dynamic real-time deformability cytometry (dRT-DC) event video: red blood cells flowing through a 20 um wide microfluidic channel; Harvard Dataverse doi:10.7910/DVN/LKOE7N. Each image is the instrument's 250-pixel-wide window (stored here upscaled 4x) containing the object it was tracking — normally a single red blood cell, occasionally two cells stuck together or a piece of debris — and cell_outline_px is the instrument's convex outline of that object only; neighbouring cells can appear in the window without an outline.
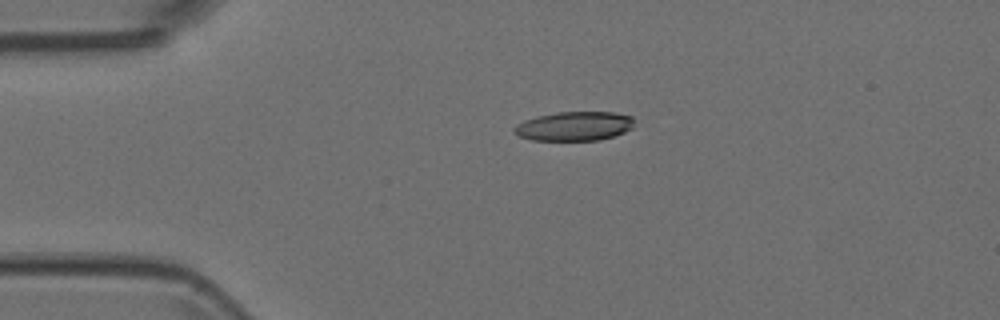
{"species": "Egyptian fruit bat (a non-hibernating species)", "species_latin": "Rousettus aegyptiacus", "temperature_condition": "room temperature", "stored_images_in_passage": 2, "camera_frame_rate_fps": 3000, "um_per_image_px": 0.085, "animal": {"sex": "female"}, "frame": {"image": 1, "passage_image": 1, "time_ms": 0.0, "image_size_px": [1000, 320], "cell_outline_px": [[632, 128], [624, 132], [600, 140], [532, 140], [520, 136], [512, 132], [512, 128], [516, 124], [524, 120], [536, 116], [556, 112], [612, 112], [632, 116]], "centroid_in_image_um": [48.76, 10.72], "position_along_channel_um": 36.2, "area_um2": 20.4}}